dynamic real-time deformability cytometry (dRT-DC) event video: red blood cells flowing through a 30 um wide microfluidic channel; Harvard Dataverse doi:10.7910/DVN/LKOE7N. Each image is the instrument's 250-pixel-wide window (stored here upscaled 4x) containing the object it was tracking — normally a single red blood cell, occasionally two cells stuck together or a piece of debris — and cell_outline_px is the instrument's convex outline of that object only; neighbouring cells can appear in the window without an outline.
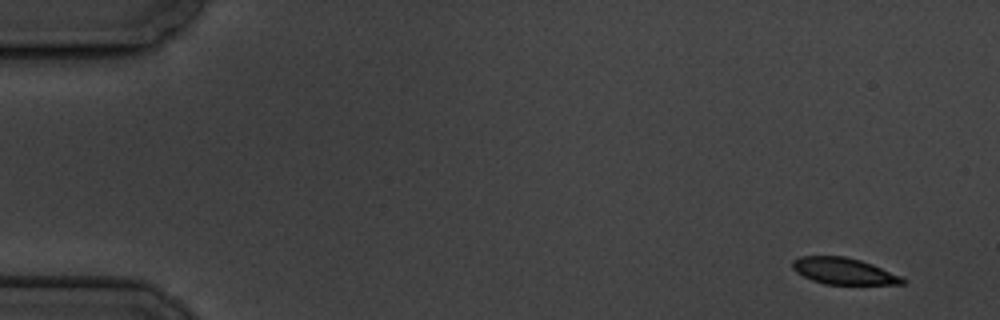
{"species": "common noctule bat (a hibernating species)", "species_latin": "Nyctalus noctula", "temperature_condition": "cold", "stored_images_in_passage": 10, "camera_frame_rate_fps": 3000, "um_per_image_px": 0.085, "animal": {"sex": "male", "body_mass_g": 19.5, "forearm_length_mm": 54.6}, "frame": {"image": 1, "passage_image": 1, "time_ms": 0.0, "image_size_px": [1000, 320], "cell_outline_px": [[904, 284], [824, 284], [812, 280], [796, 272], [792, 268], [792, 260], [800, 256], [844, 256], [860, 260], [872, 264], [900, 276], [904, 280]], "centroid_in_image_um": [71.66, 23.03], "position_along_channel_um": 13.3, "area_um2": 16.82}}
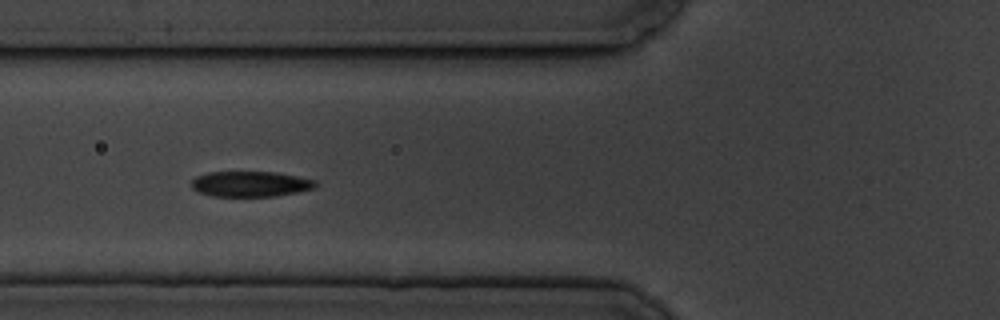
{"frame": {"image": 2, "passage_image": 6, "time_ms": 6.333, "image_size_px": [1000, 320], "cell_outline_px": [[320, 184], [316, 188], [276, 196], [212, 196], [200, 192], [192, 188], [192, 180], [196, 176], [208, 172], [276, 172], [316, 180]], "centroid_in_image_um": [21.33, 15.63], "position_along_channel_um": 104.5, "area_um2": 18.44}}
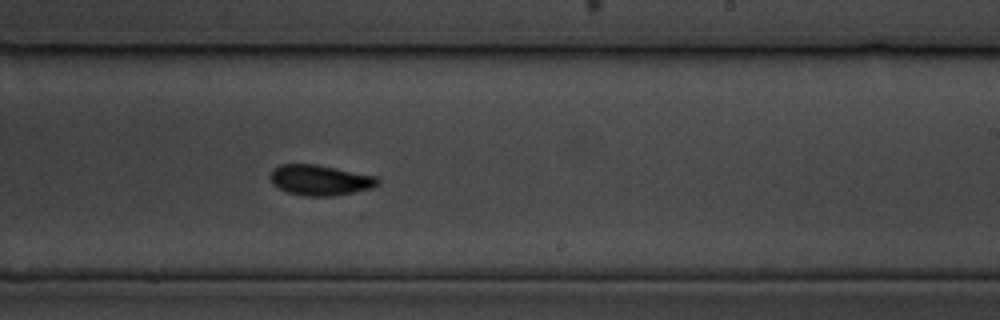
{"frame": {"image": 3, "passage_image": 10, "time_ms": 11.0, "image_size_px": [1000, 320], "cell_outline_px": [[380, 184], [372, 188], [336, 196], [304, 196], [288, 192], [272, 184], [268, 176], [272, 168], [280, 164], [316, 164], [380, 176]], "centroid_in_image_um": [27.23, 15.3], "position_along_channel_um": 261.8, "area_um2": 19.54}}